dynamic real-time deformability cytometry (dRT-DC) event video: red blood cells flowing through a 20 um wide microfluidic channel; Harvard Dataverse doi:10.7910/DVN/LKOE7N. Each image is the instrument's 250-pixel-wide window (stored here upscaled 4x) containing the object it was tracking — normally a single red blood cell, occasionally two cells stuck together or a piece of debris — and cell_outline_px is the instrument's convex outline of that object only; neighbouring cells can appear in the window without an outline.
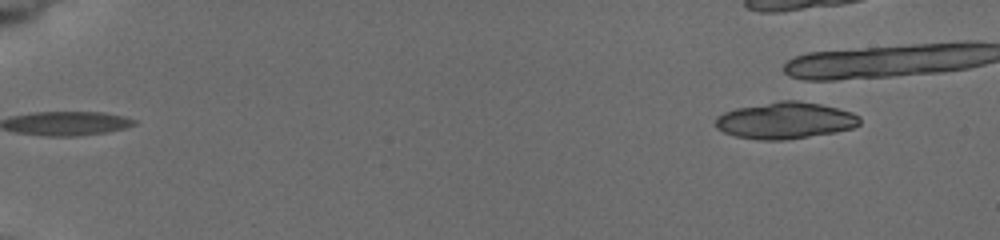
{"species": "common noctule bat (a hibernating species)", "species_latin": "Nyctalus noctula", "temperature_condition": "cold", "stored_images_in_passage": 8, "segment_of_instrument_passage": [2, 2], "camera_frame_rate_fps": 3000, "um_per_image_px": 0.085, "animal": {"sex": "female", "body_mass_g": 19.5, "forearm_length_mm": 54.1}, "frame": {"image": 1, "passage_image": 8, "time_ms": 7.333, "image_size_px": [1000, 240], "cell_outline_px": [[860, 124], [852, 128], [836, 132], [784, 140], [760, 140], [736, 136], [724, 132], [716, 128], [716, 116], [724, 112], [736, 108], [780, 100], [796, 100], [820, 104], [852, 112], [860, 116]], "centroid_in_image_um": [66.74, 10.24], "position_along_channel_um": 18.3, "area_um2": 30.75}}